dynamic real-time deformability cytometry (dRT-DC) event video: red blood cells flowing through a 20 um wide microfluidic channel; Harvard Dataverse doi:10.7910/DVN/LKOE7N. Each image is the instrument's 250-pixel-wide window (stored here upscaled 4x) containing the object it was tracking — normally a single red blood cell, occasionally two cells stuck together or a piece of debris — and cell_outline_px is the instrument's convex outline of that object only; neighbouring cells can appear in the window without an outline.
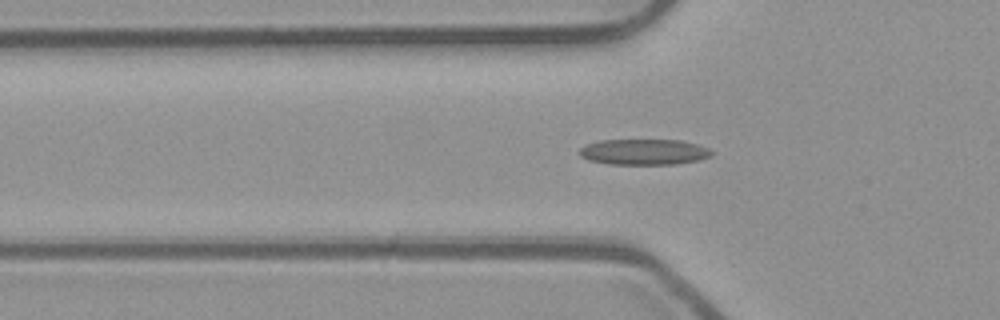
{"species": "common noctule bat (a hibernating species)", "species_latin": "Nyctalus noctula", "temperature_condition": "room temperature", "stored_images_in_passage": 39, "camera_frame_rate_fps": 3000, "um_per_image_px": 0.085, "animal": {"sex": "male", "body_mass_g": 23.1, "forearm_length_mm": 52.7}, "frame": {"image": 1, "passage_image": 3, "time_ms": 0.667, "image_size_px": [1000, 320], "cell_outline_px": [[712, 152], [708, 156], [696, 160], [676, 164], [608, 164], [588, 160], [580, 156], [580, 148], [584, 144], [600, 140], [680, 140], [696, 144], [708, 148]], "centroid_in_image_um": [54.66, 12.91], "position_along_channel_um": 71.1, "area_um2": 19.71}}
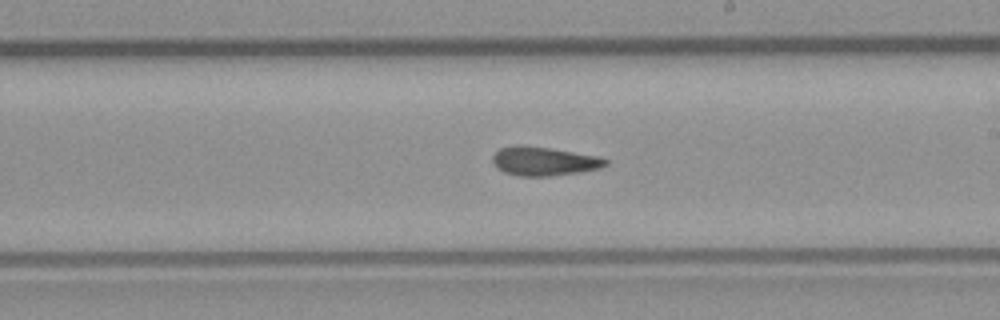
{"frame": {"image": 2, "passage_image": 16, "time_ms": 5.0, "image_size_px": [1000, 320], "cell_outline_px": [[608, 164], [600, 168], [580, 172], [552, 176], [520, 176], [504, 172], [496, 168], [492, 160], [492, 156], [500, 148], [552, 148], [600, 156], [608, 160]], "centroid_in_image_um": [46.31, 13.74], "position_along_channel_um": 242.7, "area_um2": 18.5}}
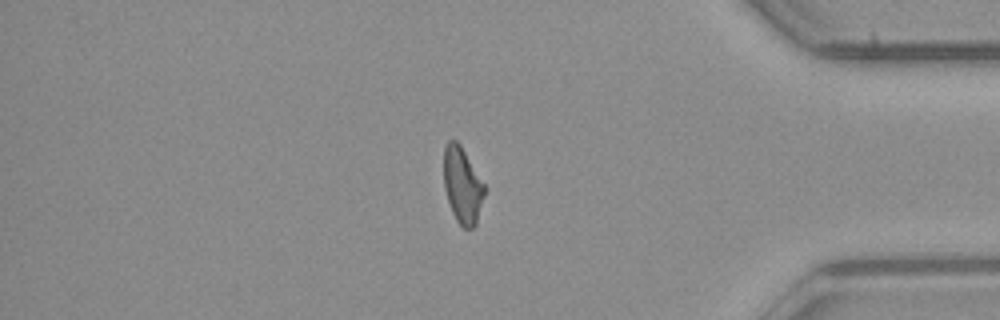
{"frame": {"image": 3, "passage_image": 30, "time_ms": 9.667, "image_size_px": [1000, 320], "cell_outline_px": [[484, 196], [476, 224], [472, 228], [464, 228], [456, 220], [452, 212], [444, 188], [444, 148], [448, 140], [456, 140], [460, 144], [484, 184]], "centroid_in_image_um": [39.29, 15.75], "position_along_channel_um": 395.9, "area_um2": 17.8}, "authors_computed_cell_mechanics": {"area_um2": 18.496, "velocity_mm_per_s": 3.9319, "shape_relaxation_time_tau1_ms": null, "shape_relaxation_time_tau2_ms": 3.9547, "deformation_change_tau1": null, "deformation_change_tau2": 0.1265}}